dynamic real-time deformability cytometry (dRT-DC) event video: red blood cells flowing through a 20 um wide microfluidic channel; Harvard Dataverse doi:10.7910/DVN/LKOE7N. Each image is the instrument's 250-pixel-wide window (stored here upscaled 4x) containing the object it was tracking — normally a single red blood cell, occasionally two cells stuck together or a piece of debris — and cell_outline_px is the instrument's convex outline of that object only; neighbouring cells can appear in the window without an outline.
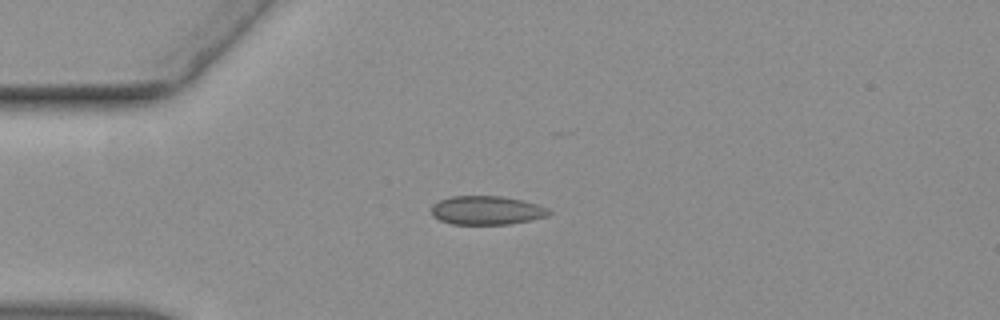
{"species": "common noctule bat (a hibernating species)", "species_latin": "Nyctalus noctula", "temperature_condition": "warm", "stored_images_in_passage": 34, "camera_frame_rate_fps": 3000, "um_per_image_px": 0.085, "animal": {"sex": "female", "body_mass_g": 19.3, "forearm_length_mm": 54.1}, "frame": {"image": 1, "passage_image": 1, "time_ms": 0.0, "image_size_px": [1000, 320], "cell_outline_px": [[536, 216], [520, 220], [500, 224], [460, 224], [444, 220], [436, 216], [432, 212], [432, 208], [444, 200], [460, 196], [488, 196], [512, 200], [524, 204]], "centroid_in_image_um": [40.91, 17.89], "position_along_channel_um": 44.1, "area_um2": 16.18}}
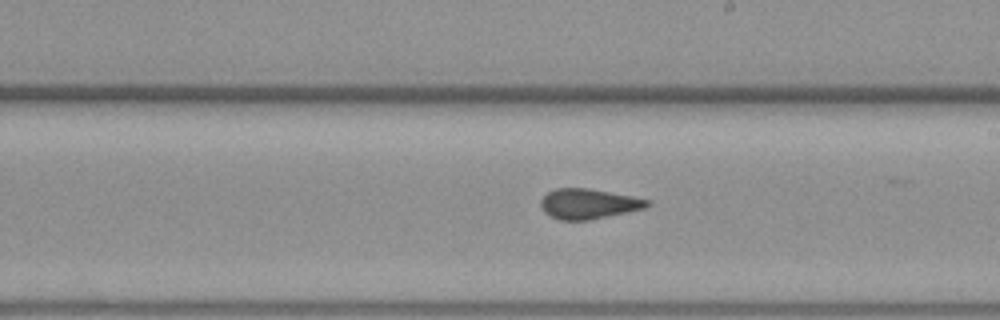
{"frame": {"image": 2, "passage_image": 15, "time_ms": 4.667, "image_size_px": [1000, 320], "cell_outline_px": [[648, 204], [636, 208], [576, 220], [568, 220], [556, 216], [548, 212], [544, 208], [544, 200], [552, 192], [564, 188], [576, 188], [600, 192], [644, 200]], "centroid_in_image_um": [49.91, 17.31], "position_along_channel_um": 239.1, "area_um2": 15.49}}
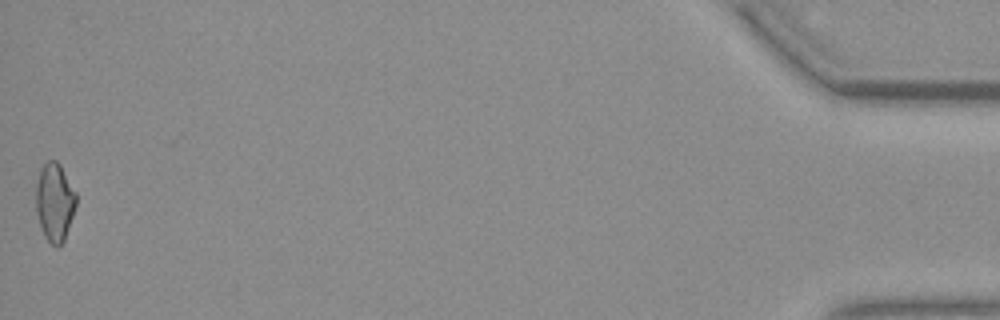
{"frame": {"image": 3, "passage_image": 34, "time_ms": 11.0, "image_size_px": [1000, 320], "cell_outline_px": [[76, 200], [64, 236], [60, 244], [48, 236], [44, 232], [40, 220], [40, 176], [44, 168], [56, 164], [60, 168], [76, 196]], "centroid_in_image_um": [4.72, 17.22], "position_along_channel_um": 430.5, "area_um2": 14.74}}